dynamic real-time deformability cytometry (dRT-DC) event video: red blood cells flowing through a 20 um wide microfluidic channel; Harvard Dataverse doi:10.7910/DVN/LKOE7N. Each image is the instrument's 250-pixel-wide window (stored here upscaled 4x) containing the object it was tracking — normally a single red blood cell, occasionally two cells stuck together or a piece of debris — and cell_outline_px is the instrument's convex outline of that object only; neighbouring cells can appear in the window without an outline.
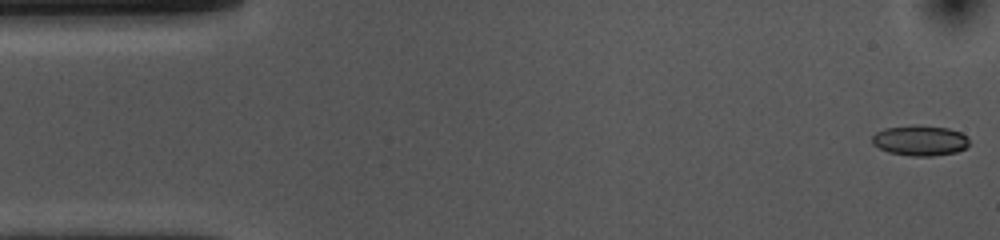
{"species": "common noctule bat (a hibernating species)", "species_latin": "Nyctalus noctula", "temperature_condition": "cold", "stored_images_in_passage": 52, "camera_frame_rate_fps": 3000, "um_per_image_px": 0.085, "animal": {"sex": "female", "body_mass_g": 10.0, "forearm_length_mm": 53.1}, "frame": {"image": 1, "passage_image": 1, "time_ms": 0.0, "image_size_px": [1000, 240], "cell_outline_px": [[968, 148], [956, 152], [932, 156], [912, 156], [888, 152], [872, 144], [872, 136], [876, 132], [884, 128], [916, 124], [920, 124], [948, 128], [960, 132], [968, 136]], "centroid_in_image_um": [78.21, 11.93], "position_along_channel_um": 6.8, "area_um2": 17.46}}
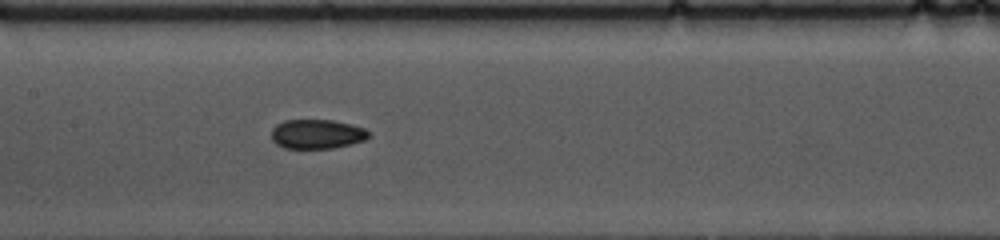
{"frame": {"image": 2, "passage_image": 24, "time_ms": 7.667, "image_size_px": [1000, 240], "cell_outline_px": [[368, 136], [364, 140], [352, 144], [332, 148], [284, 148], [276, 144], [272, 140], [272, 128], [276, 124], [284, 120], [332, 120], [352, 124], [364, 128], [368, 132]], "centroid_in_image_um": [26.91, 11.39], "position_along_channel_um": 180.5, "area_um2": 16.65}}
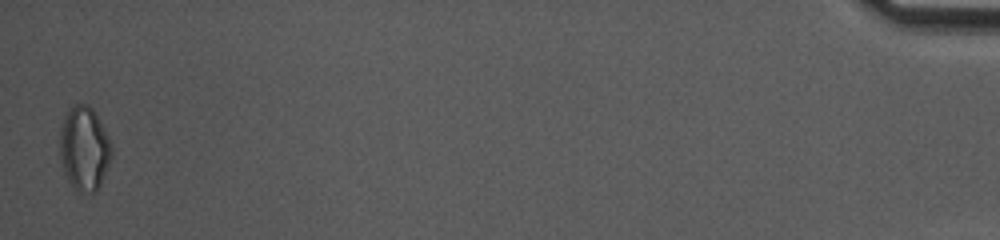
{"frame": {"image": 3, "passage_image": 52, "time_ms": 17.0, "image_size_px": [1000, 240], "cell_outline_px": [[112, 156], [100, 184], [96, 192], [80, 192], [68, 180], [64, 172], [60, 156], [60, 132], [64, 112], [72, 104], [88, 104], [92, 108], [100, 120], [112, 144]], "centroid_in_image_um": [7.16, 12.57], "position_along_channel_um": 428.0, "area_um2": 25.43}, "authors_computed_cell_mechanics": {"area_um2": 17.3978, "velocity_mm_per_s": 3.7271, "shape_relaxation_time_tau1_ms": 7.9973, "shape_relaxation_time_tau2_ms": 4.871, "deformation_change_tau1": 0.1193, "deformation_change_tau2": 0.0892}}